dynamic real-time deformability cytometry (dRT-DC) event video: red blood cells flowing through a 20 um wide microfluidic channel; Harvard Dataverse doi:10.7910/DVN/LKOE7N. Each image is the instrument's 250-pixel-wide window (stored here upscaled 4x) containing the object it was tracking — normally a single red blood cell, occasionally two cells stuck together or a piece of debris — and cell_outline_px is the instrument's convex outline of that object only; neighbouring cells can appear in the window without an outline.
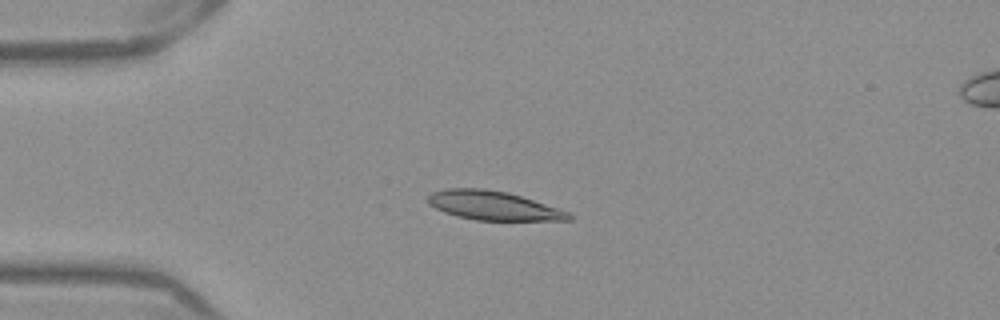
{"species": "Egyptian fruit bat (a non-hibernating species)", "species_latin": "Rousettus aegyptiacus", "temperature_condition": "warm", "stored_images_in_passage": 40, "camera_frame_rate_fps": 3000, "um_per_image_px": 0.085, "frame": {"image": 1, "passage_image": 1, "time_ms": 0.0, "image_size_px": [1000, 320], "cell_outline_px": [[576, 216], [572, 220], [476, 220], [456, 216], [444, 212], [428, 204], [428, 196], [432, 192], [444, 188], [484, 188], [508, 192], [568, 212]], "centroid_in_image_um": [41.9, 17.47], "position_along_channel_um": 43.1, "area_um2": 23.7}}
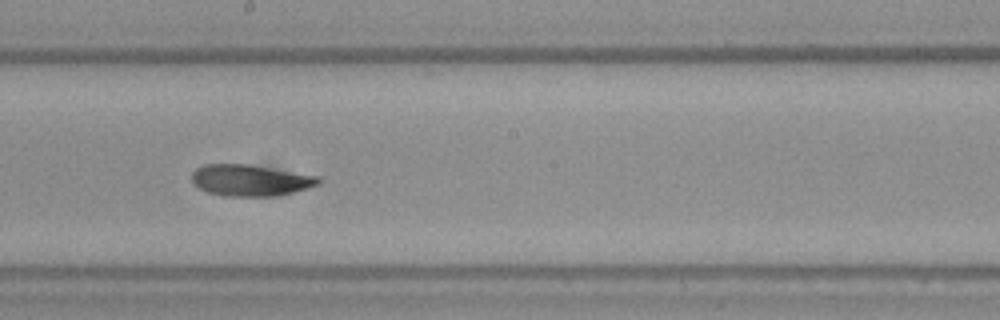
{"frame": {"image": 2, "passage_image": 17, "time_ms": 5.333, "image_size_px": [1000, 320], "cell_outline_px": [[324, 180], [320, 184], [308, 188], [292, 192], [272, 196], [228, 196], [208, 192], [192, 184], [192, 172], [196, 168], [204, 164], [248, 164], [320, 176]], "centroid_in_image_um": [21.3, 15.31], "position_along_channel_um": 226.9, "area_um2": 23.24}}
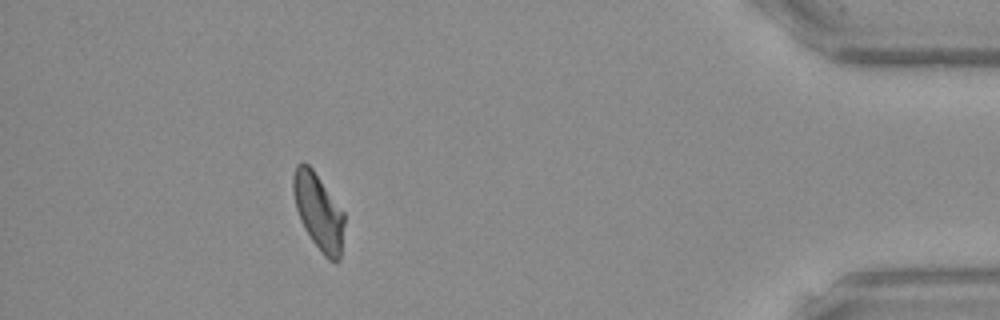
{"frame": {"image": 3, "passage_image": 35, "time_ms": 11.333, "image_size_px": [1000, 320], "cell_outline_px": [[344, 224], [340, 260], [328, 260], [324, 256], [312, 240], [304, 228], [300, 220], [296, 208], [292, 192], [292, 176], [296, 164], [304, 160], [312, 168], [344, 212]], "centroid_in_image_um": [27.04, 17.95], "position_along_channel_um": 408.2, "area_um2": 22.77}, "authors_computed_cell_mechanics": {"area_um2": 23.2067, "velocity_mm_per_s": 3.904, "shape_relaxation_time_tau1_ms": 11.1864, "shape_relaxation_time_tau2_ms": 2.8982, "deformation_change_tau1": 0.2406, "deformation_change_tau2": 0.0884}}